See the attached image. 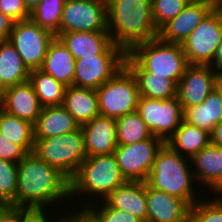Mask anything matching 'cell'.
I'll return each instance as SVG.
<instances>
[{"mask_svg": "<svg viewBox=\"0 0 222 222\" xmlns=\"http://www.w3.org/2000/svg\"><path fill=\"white\" fill-rule=\"evenodd\" d=\"M63 198L72 200L70 180L57 168L32 152L17 163L16 207L47 210Z\"/></svg>", "mask_w": 222, "mask_h": 222, "instance_id": "6da1fadb", "label": "cell"}, {"mask_svg": "<svg viewBox=\"0 0 222 222\" xmlns=\"http://www.w3.org/2000/svg\"><path fill=\"white\" fill-rule=\"evenodd\" d=\"M108 32L112 43L126 53L158 36L151 0H106Z\"/></svg>", "mask_w": 222, "mask_h": 222, "instance_id": "7a4b0ae2", "label": "cell"}, {"mask_svg": "<svg viewBox=\"0 0 222 222\" xmlns=\"http://www.w3.org/2000/svg\"><path fill=\"white\" fill-rule=\"evenodd\" d=\"M189 161L191 160L188 157L182 156L164 143L156 154L146 183L155 190L185 201L191 207L200 199L193 186L197 182Z\"/></svg>", "mask_w": 222, "mask_h": 222, "instance_id": "3957f363", "label": "cell"}, {"mask_svg": "<svg viewBox=\"0 0 222 222\" xmlns=\"http://www.w3.org/2000/svg\"><path fill=\"white\" fill-rule=\"evenodd\" d=\"M126 181L114 153L89 156L70 179V197L74 199L73 197L78 194L81 197L93 195L98 199L95 202H100Z\"/></svg>", "mask_w": 222, "mask_h": 222, "instance_id": "277c9868", "label": "cell"}, {"mask_svg": "<svg viewBox=\"0 0 222 222\" xmlns=\"http://www.w3.org/2000/svg\"><path fill=\"white\" fill-rule=\"evenodd\" d=\"M128 53L153 76L165 77L177 85L189 65L181 44L163 42L158 37L135 45Z\"/></svg>", "mask_w": 222, "mask_h": 222, "instance_id": "5b68a950", "label": "cell"}, {"mask_svg": "<svg viewBox=\"0 0 222 222\" xmlns=\"http://www.w3.org/2000/svg\"><path fill=\"white\" fill-rule=\"evenodd\" d=\"M32 153L70 180L87 157L82 128L61 136L34 139Z\"/></svg>", "mask_w": 222, "mask_h": 222, "instance_id": "8992f818", "label": "cell"}, {"mask_svg": "<svg viewBox=\"0 0 222 222\" xmlns=\"http://www.w3.org/2000/svg\"><path fill=\"white\" fill-rule=\"evenodd\" d=\"M96 92L100 116L117 119L137 110L139 90L134 75L126 66Z\"/></svg>", "mask_w": 222, "mask_h": 222, "instance_id": "52a82bcc", "label": "cell"}, {"mask_svg": "<svg viewBox=\"0 0 222 222\" xmlns=\"http://www.w3.org/2000/svg\"><path fill=\"white\" fill-rule=\"evenodd\" d=\"M126 52L111 44L101 55L75 60L73 86L97 90L125 66Z\"/></svg>", "mask_w": 222, "mask_h": 222, "instance_id": "ba28073f", "label": "cell"}, {"mask_svg": "<svg viewBox=\"0 0 222 222\" xmlns=\"http://www.w3.org/2000/svg\"><path fill=\"white\" fill-rule=\"evenodd\" d=\"M221 41L222 14L214 8L182 44L188 64L211 65Z\"/></svg>", "mask_w": 222, "mask_h": 222, "instance_id": "9c48e42d", "label": "cell"}, {"mask_svg": "<svg viewBox=\"0 0 222 222\" xmlns=\"http://www.w3.org/2000/svg\"><path fill=\"white\" fill-rule=\"evenodd\" d=\"M55 35L37 25L31 19L14 23L8 41L14 46L26 67L32 70L41 68L48 46Z\"/></svg>", "mask_w": 222, "mask_h": 222, "instance_id": "30bf717a", "label": "cell"}, {"mask_svg": "<svg viewBox=\"0 0 222 222\" xmlns=\"http://www.w3.org/2000/svg\"><path fill=\"white\" fill-rule=\"evenodd\" d=\"M136 111L151 134L165 143L180 126L184 113L178 96L165 100L140 97Z\"/></svg>", "mask_w": 222, "mask_h": 222, "instance_id": "8fae6325", "label": "cell"}, {"mask_svg": "<svg viewBox=\"0 0 222 222\" xmlns=\"http://www.w3.org/2000/svg\"><path fill=\"white\" fill-rule=\"evenodd\" d=\"M108 32L106 0H66L60 33Z\"/></svg>", "mask_w": 222, "mask_h": 222, "instance_id": "7c38bea8", "label": "cell"}, {"mask_svg": "<svg viewBox=\"0 0 222 222\" xmlns=\"http://www.w3.org/2000/svg\"><path fill=\"white\" fill-rule=\"evenodd\" d=\"M165 142L156 136L130 145H117L114 155L127 181L146 182L158 150Z\"/></svg>", "mask_w": 222, "mask_h": 222, "instance_id": "4fadbf2b", "label": "cell"}, {"mask_svg": "<svg viewBox=\"0 0 222 222\" xmlns=\"http://www.w3.org/2000/svg\"><path fill=\"white\" fill-rule=\"evenodd\" d=\"M220 78L210 65H188L177 86L183 110L201 104L219 85Z\"/></svg>", "mask_w": 222, "mask_h": 222, "instance_id": "5bb4252c", "label": "cell"}, {"mask_svg": "<svg viewBox=\"0 0 222 222\" xmlns=\"http://www.w3.org/2000/svg\"><path fill=\"white\" fill-rule=\"evenodd\" d=\"M214 9L205 2H190L175 18L158 29V38L163 42L183 44L203 19Z\"/></svg>", "mask_w": 222, "mask_h": 222, "instance_id": "9a60e30c", "label": "cell"}, {"mask_svg": "<svg viewBox=\"0 0 222 222\" xmlns=\"http://www.w3.org/2000/svg\"><path fill=\"white\" fill-rule=\"evenodd\" d=\"M0 108L34 125L43 106L32 83L27 81L3 90L0 93Z\"/></svg>", "mask_w": 222, "mask_h": 222, "instance_id": "2e32d148", "label": "cell"}, {"mask_svg": "<svg viewBox=\"0 0 222 222\" xmlns=\"http://www.w3.org/2000/svg\"><path fill=\"white\" fill-rule=\"evenodd\" d=\"M147 222H189L190 206L146 183Z\"/></svg>", "mask_w": 222, "mask_h": 222, "instance_id": "e0dca14e", "label": "cell"}, {"mask_svg": "<svg viewBox=\"0 0 222 222\" xmlns=\"http://www.w3.org/2000/svg\"><path fill=\"white\" fill-rule=\"evenodd\" d=\"M81 128L87 157L114 153L118 145L115 119L99 115Z\"/></svg>", "mask_w": 222, "mask_h": 222, "instance_id": "ac0fdd59", "label": "cell"}, {"mask_svg": "<svg viewBox=\"0 0 222 222\" xmlns=\"http://www.w3.org/2000/svg\"><path fill=\"white\" fill-rule=\"evenodd\" d=\"M103 201L109 207L126 211L147 222L146 182L126 181Z\"/></svg>", "mask_w": 222, "mask_h": 222, "instance_id": "d6986e66", "label": "cell"}, {"mask_svg": "<svg viewBox=\"0 0 222 222\" xmlns=\"http://www.w3.org/2000/svg\"><path fill=\"white\" fill-rule=\"evenodd\" d=\"M125 66L134 75L140 97L165 100L177 96V84L165 77L153 76L147 72L128 52L125 56Z\"/></svg>", "mask_w": 222, "mask_h": 222, "instance_id": "ffe728a7", "label": "cell"}, {"mask_svg": "<svg viewBox=\"0 0 222 222\" xmlns=\"http://www.w3.org/2000/svg\"><path fill=\"white\" fill-rule=\"evenodd\" d=\"M81 126L75 118L62 106H46L42 108L34 128V139H47L61 136L78 130Z\"/></svg>", "mask_w": 222, "mask_h": 222, "instance_id": "44dd1931", "label": "cell"}, {"mask_svg": "<svg viewBox=\"0 0 222 222\" xmlns=\"http://www.w3.org/2000/svg\"><path fill=\"white\" fill-rule=\"evenodd\" d=\"M56 37L75 60L101 55L112 44L109 32H64Z\"/></svg>", "mask_w": 222, "mask_h": 222, "instance_id": "7402d4cb", "label": "cell"}, {"mask_svg": "<svg viewBox=\"0 0 222 222\" xmlns=\"http://www.w3.org/2000/svg\"><path fill=\"white\" fill-rule=\"evenodd\" d=\"M56 81L69 87L75 76V58L61 40L55 36L50 42L45 59L39 69Z\"/></svg>", "mask_w": 222, "mask_h": 222, "instance_id": "603a6c76", "label": "cell"}, {"mask_svg": "<svg viewBox=\"0 0 222 222\" xmlns=\"http://www.w3.org/2000/svg\"><path fill=\"white\" fill-rule=\"evenodd\" d=\"M183 120L211 133L222 121V86L219 84L201 104L185 108Z\"/></svg>", "mask_w": 222, "mask_h": 222, "instance_id": "cb8c5ba5", "label": "cell"}, {"mask_svg": "<svg viewBox=\"0 0 222 222\" xmlns=\"http://www.w3.org/2000/svg\"><path fill=\"white\" fill-rule=\"evenodd\" d=\"M190 160L197 184H205L206 190H212L222 179V147L210 143Z\"/></svg>", "mask_w": 222, "mask_h": 222, "instance_id": "d4e9b609", "label": "cell"}, {"mask_svg": "<svg viewBox=\"0 0 222 222\" xmlns=\"http://www.w3.org/2000/svg\"><path fill=\"white\" fill-rule=\"evenodd\" d=\"M62 106L80 126L100 115L97 92L93 89L67 87Z\"/></svg>", "mask_w": 222, "mask_h": 222, "instance_id": "484cf974", "label": "cell"}, {"mask_svg": "<svg viewBox=\"0 0 222 222\" xmlns=\"http://www.w3.org/2000/svg\"><path fill=\"white\" fill-rule=\"evenodd\" d=\"M30 72L14 46L8 40L0 41V93L29 81Z\"/></svg>", "mask_w": 222, "mask_h": 222, "instance_id": "4316f807", "label": "cell"}, {"mask_svg": "<svg viewBox=\"0 0 222 222\" xmlns=\"http://www.w3.org/2000/svg\"><path fill=\"white\" fill-rule=\"evenodd\" d=\"M166 143L174 151L191 159L211 143L210 133L182 120L178 129Z\"/></svg>", "mask_w": 222, "mask_h": 222, "instance_id": "83f0119b", "label": "cell"}, {"mask_svg": "<svg viewBox=\"0 0 222 222\" xmlns=\"http://www.w3.org/2000/svg\"><path fill=\"white\" fill-rule=\"evenodd\" d=\"M0 134L21 146L27 153L33 151L34 128L33 124L26 120L8 114L0 108Z\"/></svg>", "mask_w": 222, "mask_h": 222, "instance_id": "f1b7e54d", "label": "cell"}, {"mask_svg": "<svg viewBox=\"0 0 222 222\" xmlns=\"http://www.w3.org/2000/svg\"><path fill=\"white\" fill-rule=\"evenodd\" d=\"M29 81L43 107L62 105L67 88L62 83L39 69L30 72Z\"/></svg>", "mask_w": 222, "mask_h": 222, "instance_id": "f546056e", "label": "cell"}, {"mask_svg": "<svg viewBox=\"0 0 222 222\" xmlns=\"http://www.w3.org/2000/svg\"><path fill=\"white\" fill-rule=\"evenodd\" d=\"M115 122L118 145L134 144L153 136L137 111L121 116Z\"/></svg>", "mask_w": 222, "mask_h": 222, "instance_id": "4dcf8cb0", "label": "cell"}, {"mask_svg": "<svg viewBox=\"0 0 222 222\" xmlns=\"http://www.w3.org/2000/svg\"><path fill=\"white\" fill-rule=\"evenodd\" d=\"M65 1L42 0L30 11V19L57 36L60 33V22Z\"/></svg>", "mask_w": 222, "mask_h": 222, "instance_id": "1f68e13d", "label": "cell"}, {"mask_svg": "<svg viewBox=\"0 0 222 222\" xmlns=\"http://www.w3.org/2000/svg\"><path fill=\"white\" fill-rule=\"evenodd\" d=\"M17 163L0 159V201L16 207Z\"/></svg>", "mask_w": 222, "mask_h": 222, "instance_id": "d6a6232c", "label": "cell"}, {"mask_svg": "<svg viewBox=\"0 0 222 222\" xmlns=\"http://www.w3.org/2000/svg\"><path fill=\"white\" fill-rule=\"evenodd\" d=\"M94 200L91 199V202L87 200V202L85 199V204L81 205V207L83 206L84 209H87L99 222H143L126 211L109 207L104 201L100 204L101 207L96 206L93 202Z\"/></svg>", "mask_w": 222, "mask_h": 222, "instance_id": "836d02e7", "label": "cell"}, {"mask_svg": "<svg viewBox=\"0 0 222 222\" xmlns=\"http://www.w3.org/2000/svg\"><path fill=\"white\" fill-rule=\"evenodd\" d=\"M207 198L191 206L189 222H222V202Z\"/></svg>", "mask_w": 222, "mask_h": 222, "instance_id": "e575fe53", "label": "cell"}, {"mask_svg": "<svg viewBox=\"0 0 222 222\" xmlns=\"http://www.w3.org/2000/svg\"><path fill=\"white\" fill-rule=\"evenodd\" d=\"M154 24L159 29L168 20L175 18L190 0H151Z\"/></svg>", "mask_w": 222, "mask_h": 222, "instance_id": "d590c367", "label": "cell"}, {"mask_svg": "<svg viewBox=\"0 0 222 222\" xmlns=\"http://www.w3.org/2000/svg\"><path fill=\"white\" fill-rule=\"evenodd\" d=\"M0 11L15 22L30 19V11L23 0H0Z\"/></svg>", "mask_w": 222, "mask_h": 222, "instance_id": "8d00e7d4", "label": "cell"}, {"mask_svg": "<svg viewBox=\"0 0 222 222\" xmlns=\"http://www.w3.org/2000/svg\"><path fill=\"white\" fill-rule=\"evenodd\" d=\"M27 154L21 146L14 144L0 134V159L18 163Z\"/></svg>", "mask_w": 222, "mask_h": 222, "instance_id": "74e56055", "label": "cell"}, {"mask_svg": "<svg viewBox=\"0 0 222 222\" xmlns=\"http://www.w3.org/2000/svg\"><path fill=\"white\" fill-rule=\"evenodd\" d=\"M47 211L45 209L36 208H20V222H57L50 218L52 215L46 216ZM49 219L53 221H49Z\"/></svg>", "mask_w": 222, "mask_h": 222, "instance_id": "f35d334b", "label": "cell"}, {"mask_svg": "<svg viewBox=\"0 0 222 222\" xmlns=\"http://www.w3.org/2000/svg\"><path fill=\"white\" fill-rule=\"evenodd\" d=\"M15 21L0 11V41L8 40Z\"/></svg>", "mask_w": 222, "mask_h": 222, "instance_id": "ab89813d", "label": "cell"}, {"mask_svg": "<svg viewBox=\"0 0 222 222\" xmlns=\"http://www.w3.org/2000/svg\"><path fill=\"white\" fill-rule=\"evenodd\" d=\"M210 67L217 73L218 77L222 78V41L217 47L213 62Z\"/></svg>", "mask_w": 222, "mask_h": 222, "instance_id": "60d3db41", "label": "cell"}, {"mask_svg": "<svg viewBox=\"0 0 222 222\" xmlns=\"http://www.w3.org/2000/svg\"><path fill=\"white\" fill-rule=\"evenodd\" d=\"M211 144L222 147V121L216 124L210 133Z\"/></svg>", "mask_w": 222, "mask_h": 222, "instance_id": "b9f144b4", "label": "cell"}, {"mask_svg": "<svg viewBox=\"0 0 222 222\" xmlns=\"http://www.w3.org/2000/svg\"><path fill=\"white\" fill-rule=\"evenodd\" d=\"M0 222H20V208L11 207L1 218Z\"/></svg>", "mask_w": 222, "mask_h": 222, "instance_id": "7bdbcfd3", "label": "cell"}, {"mask_svg": "<svg viewBox=\"0 0 222 222\" xmlns=\"http://www.w3.org/2000/svg\"><path fill=\"white\" fill-rule=\"evenodd\" d=\"M77 222H99L87 209L77 211Z\"/></svg>", "mask_w": 222, "mask_h": 222, "instance_id": "ee69618b", "label": "cell"}, {"mask_svg": "<svg viewBox=\"0 0 222 222\" xmlns=\"http://www.w3.org/2000/svg\"><path fill=\"white\" fill-rule=\"evenodd\" d=\"M67 212V216L66 213L64 212V214L60 215V217L58 218L57 222H77V208L76 211L73 210V212L69 213Z\"/></svg>", "mask_w": 222, "mask_h": 222, "instance_id": "f6af8a7d", "label": "cell"}, {"mask_svg": "<svg viewBox=\"0 0 222 222\" xmlns=\"http://www.w3.org/2000/svg\"><path fill=\"white\" fill-rule=\"evenodd\" d=\"M210 192H213V194L214 193L217 194L216 198H212L213 200L222 202V196H221L222 195V179L217 183V185Z\"/></svg>", "mask_w": 222, "mask_h": 222, "instance_id": "bcb514c9", "label": "cell"}, {"mask_svg": "<svg viewBox=\"0 0 222 222\" xmlns=\"http://www.w3.org/2000/svg\"><path fill=\"white\" fill-rule=\"evenodd\" d=\"M12 207L10 203L0 201V220L2 216Z\"/></svg>", "mask_w": 222, "mask_h": 222, "instance_id": "7dc6e473", "label": "cell"}, {"mask_svg": "<svg viewBox=\"0 0 222 222\" xmlns=\"http://www.w3.org/2000/svg\"><path fill=\"white\" fill-rule=\"evenodd\" d=\"M42 0H23L25 6L29 11H32Z\"/></svg>", "mask_w": 222, "mask_h": 222, "instance_id": "c3c4849f", "label": "cell"}, {"mask_svg": "<svg viewBox=\"0 0 222 222\" xmlns=\"http://www.w3.org/2000/svg\"><path fill=\"white\" fill-rule=\"evenodd\" d=\"M191 2H205L217 9V0H190Z\"/></svg>", "mask_w": 222, "mask_h": 222, "instance_id": "681fc988", "label": "cell"}, {"mask_svg": "<svg viewBox=\"0 0 222 222\" xmlns=\"http://www.w3.org/2000/svg\"><path fill=\"white\" fill-rule=\"evenodd\" d=\"M222 7V0H217V9Z\"/></svg>", "mask_w": 222, "mask_h": 222, "instance_id": "f907efd6", "label": "cell"}, {"mask_svg": "<svg viewBox=\"0 0 222 222\" xmlns=\"http://www.w3.org/2000/svg\"><path fill=\"white\" fill-rule=\"evenodd\" d=\"M219 84L222 86V78L220 79Z\"/></svg>", "mask_w": 222, "mask_h": 222, "instance_id": "816d5d0a", "label": "cell"}]
</instances>
